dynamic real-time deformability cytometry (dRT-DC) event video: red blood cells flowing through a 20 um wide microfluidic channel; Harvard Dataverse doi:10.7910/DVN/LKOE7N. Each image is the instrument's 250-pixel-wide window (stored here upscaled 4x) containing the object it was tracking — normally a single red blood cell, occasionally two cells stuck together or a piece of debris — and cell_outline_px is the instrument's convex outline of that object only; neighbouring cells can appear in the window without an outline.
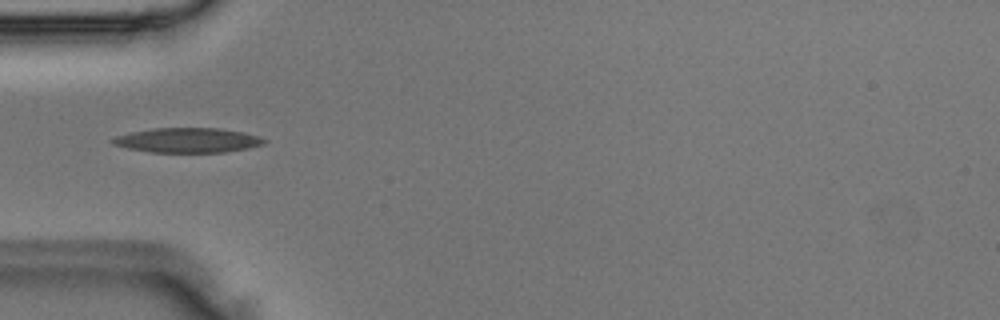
{"species": "Egyptian fruit bat (a non-hibernating species)", "species_latin": "Rousettus aegyptiacus", "temperature_condition": "room temperature", "stored_images_in_passage": 36, "camera_frame_rate_fps": 3000, "um_per_image_px": 0.085, "animal": {"sex": "male"}, "frame": {"image": 1, "passage_image": 3, "time_ms": 0.667, "image_size_px": [1000, 320], "cell_outline_px": [[268, 140], [264, 144], [248, 148], [224, 152], [148, 152], [128, 148], [112, 144], [108, 140], [116, 136], [132, 132], [152, 128], [220, 128], [244, 132], [260, 136]], "centroid_in_image_um": [15.96, 11.92], "position_along_channel_um": 69.0, "area_um2": 21.96}}
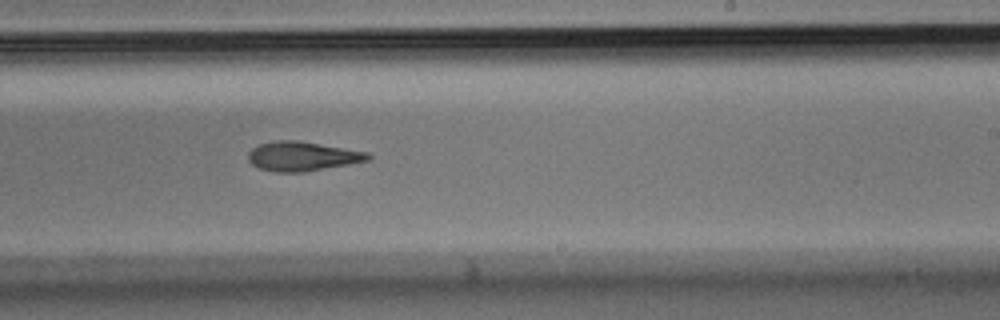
{"frame": {"image": 2, "passage_image": 17, "time_ms": 5.333, "image_size_px": [1000, 320], "cell_outline_px": [[372, 156], [368, 160], [348, 164], [304, 172], [276, 172], [260, 168], [252, 164], [248, 160], [248, 152], [256, 144], [272, 140], [300, 140], [368, 152]], "centroid_in_image_um": [25.66, 13.26], "position_along_channel_um": 263.3, "area_um2": 20.63}}
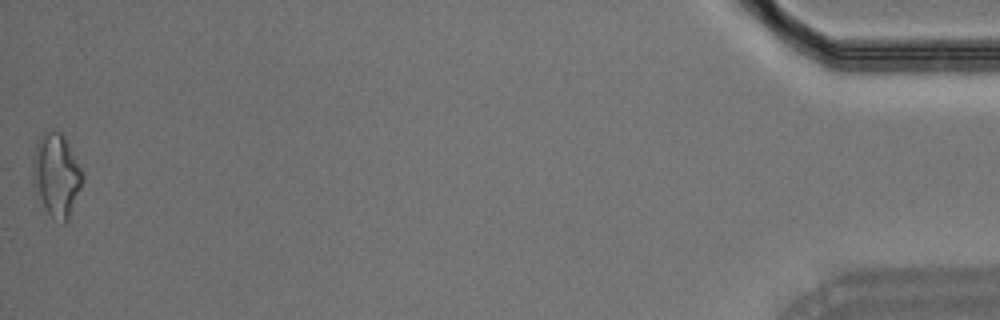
{"frame": {"image": 3, "passage_image": 36, "time_ms": 11.667, "image_size_px": [1000, 320], "cell_outline_px": [[84, 180], [68, 220], [64, 224], [60, 224], [44, 208], [32, 184], [32, 164], [36, 140], [40, 136], [52, 128], [60, 132], [64, 136], [84, 172]], "centroid_in_image_um": [4.79, 14.87], "position_along_channel_um": 430.4, "area_um2": 24.51}}